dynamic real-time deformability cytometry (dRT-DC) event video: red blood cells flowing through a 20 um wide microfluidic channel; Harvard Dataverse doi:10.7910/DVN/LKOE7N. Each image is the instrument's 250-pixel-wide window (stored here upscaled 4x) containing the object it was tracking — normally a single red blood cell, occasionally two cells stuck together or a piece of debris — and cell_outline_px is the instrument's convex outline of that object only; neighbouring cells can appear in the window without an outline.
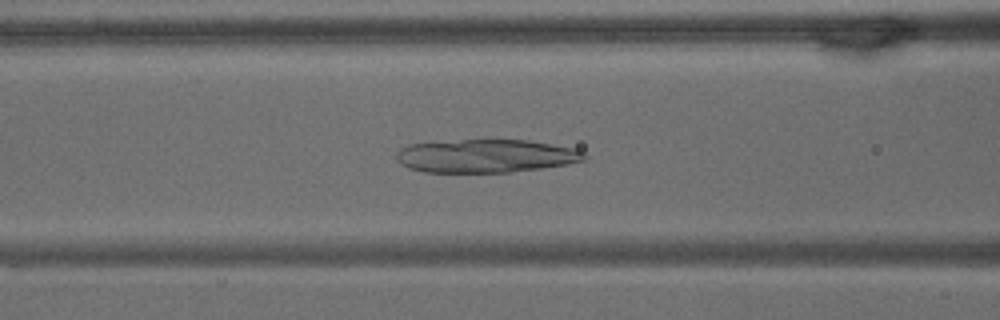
{"species": "common noctule bat (a hibernating species)", "species_latin": "Nyctalus noctula", "temperature_condition": "warm", "stored_images_in_passage": 65, "camera_frame_rate_fps": 3000, "um_per_image_px": 0.085, "animal": {"sex": "male", "body_mass_g": 15.6}, "frame": {"image": 1, "passage_image": 26, "time_ms": 8.333, "image_size_px": [1000, 320], "cell_outline_px": [[588, 160], [568, 164], [544, 168], [508, 172], [424, 172], [408, 168], [400, 164], [396, 160], [396, 152], [400, 148], [408, 144], [484, 136], [528, 140], [576, 148], [584, 152], [588, 156]], "centroid_in_image_um": [41.3, 13.21], "position_along_channel_um": 125.3, "area_um2": 38.15}}
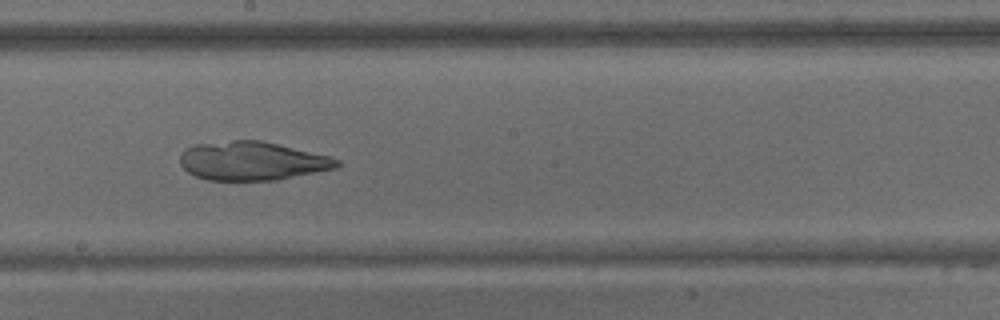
{"frame": {"image": 2, "passage_image": 36, "time_ms": 11.667, "image_size_px": [1000, 320], "cell_outline_px": [[340, 164], [336, 168], [276, 180], [208, 180], [196, 176], [188, 172], [180, 164], [180, 152], [184, 148], [192, 144], [232, 140], [260, 140], [332, 156], [340, 160]], "centroid_in_image_um": [21.41, 13.67], "position_along_channel_um": 226.8, "area_um2": 35.6}}
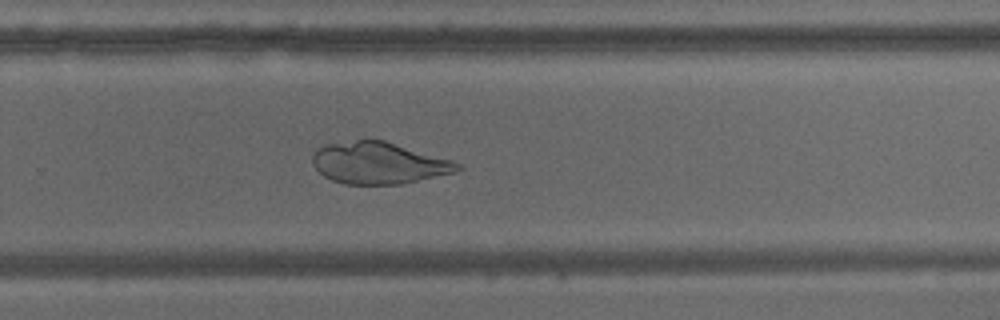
{"frame": {"image": 3, "passage_image": 43, "time_ms": 14.0, "image_size_px": [1000, 320], "cell_outline_px": [[464, 168], [456, 172], [400, 184], [344, 184], [332, 180], [324, 176], [312, 164], [312, 156], [316, 148], [324, 144], [356, 140], [384, 140], [452, 160], [460, 164]], "centroid_in_image_um": [32.18, 13.85], "position_along_channel_um": 297.6, "area_um2": 35.26}}